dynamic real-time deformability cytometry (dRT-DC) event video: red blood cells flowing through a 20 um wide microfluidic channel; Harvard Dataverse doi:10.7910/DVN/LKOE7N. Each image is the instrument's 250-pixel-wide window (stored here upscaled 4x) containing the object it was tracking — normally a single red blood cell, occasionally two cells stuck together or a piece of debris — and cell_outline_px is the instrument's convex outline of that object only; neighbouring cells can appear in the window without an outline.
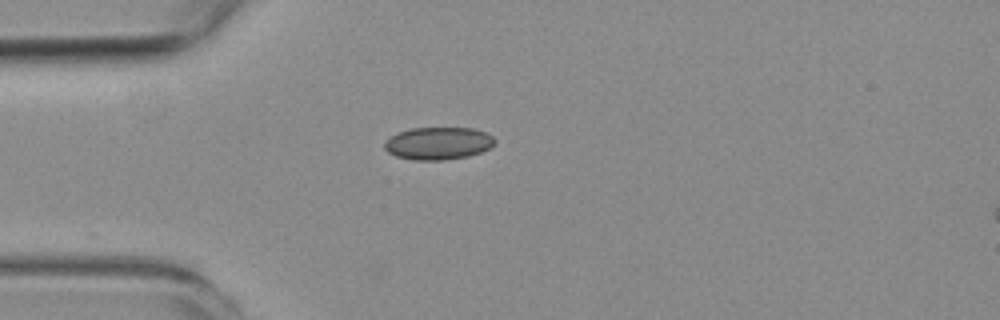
{"species": "common noctule bat (a hibernating species)", "species_latin": "Nyctalus noctula", "temperature_condition": "room temperature", "stored_images_in_passage": 3, "camera_frame_rate_fps": 3000, "um_per_image_px": 0.085, "animal": {"sex": "female", "body_mass_g": 19.3, "forearm_length_mm": 54.1}, "frame": {"image": 1, "passage_image": 2, "time_ms": 1.333, "image_size_px": [1000, 320], "cell_outline_px": [[496, 140], [488, 148], [480, 152], [468, 156], [444, 160], [412, 160], [396, 156], [388, 152], [384, 148], [384, 140], [388, 136], [412, 128], [472, 128], [488, 132]], "centroid_in_image_um": [37.22, 12.18], "position_along_channel_um": 47.8, "area_um2": 20.98}}